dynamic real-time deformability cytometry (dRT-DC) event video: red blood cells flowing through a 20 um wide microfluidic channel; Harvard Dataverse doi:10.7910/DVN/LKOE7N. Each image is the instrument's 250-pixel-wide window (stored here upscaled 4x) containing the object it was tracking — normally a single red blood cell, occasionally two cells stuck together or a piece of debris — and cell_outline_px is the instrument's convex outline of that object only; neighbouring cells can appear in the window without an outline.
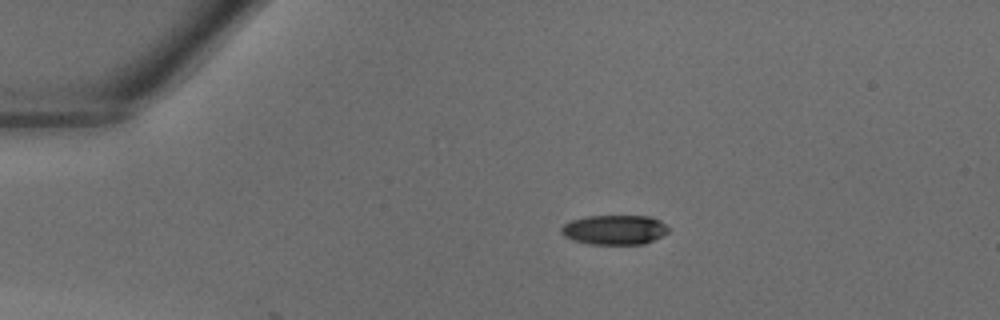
{"species": "common noctule bat (a hibernating species)", "species_latin": "Nyctalus noctula", "temperature_condition": "warm", "stored_images_in_passage": 20, "camera_frame_rate_fps": 3000, "um_per_image_px": 0.085, "animal": {"sex": "male", "body_mass_g": 18.8}, "frame": {"image": 1, "passage_image": 3, "time_ms": 0.667, "image_size_px": [1000, 320], "cell_outline_px": [[672, 228], [668, 232], [644, 244], [592, 244], [572, 240], [564, 236], [560, 232], [560, 228], [564, 224], [572, 220], [588, 216], [652, 216], [660, 220]], "centroid_in_image_um": [52.25, 19.52], "position_along_channel_um": 32.7, "area_um2": 18.61}}
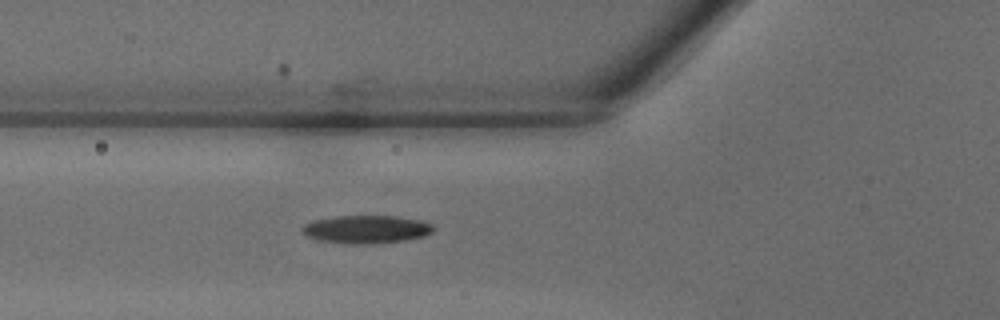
{"frame": {"image": 2, "passage_image": 10, "time_ms": 3.0, "image_size_px": [1000, 320], "cell_outline_px": [[432, 232], [424, 236], [404, 240], [368, 244], [348, 244], [320, 240], [308, 236], [300, 228], [304, 224], [312, 220], [336, 216], [396, 216], [420, 220], [432, 224]], "centroid_in_image_um": [31.11, 19.48], "position_along_channel_um": 94.7, "area_um2": 21.27}}
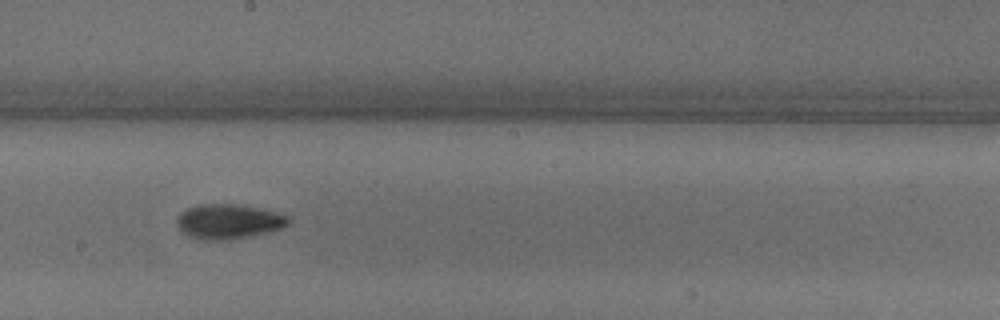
{"frame": {"image": 3, "passage_image": 18, "time_ms": 5.667, "image_size_px": [1000, 320], "cell_outline_px": [[292, 220], [284, 228], [268, 232], [248, 236], [220, 240], [212, 240], [188, 236], [176, 224], [176, 220], [188, 208], [200, 204], [236, 204], [280, 212], [288, 216]], "centroid_in_image_um": [19.5, 18.81], "position_along_channel_um": 228.7, "area_um2": 22.31}}